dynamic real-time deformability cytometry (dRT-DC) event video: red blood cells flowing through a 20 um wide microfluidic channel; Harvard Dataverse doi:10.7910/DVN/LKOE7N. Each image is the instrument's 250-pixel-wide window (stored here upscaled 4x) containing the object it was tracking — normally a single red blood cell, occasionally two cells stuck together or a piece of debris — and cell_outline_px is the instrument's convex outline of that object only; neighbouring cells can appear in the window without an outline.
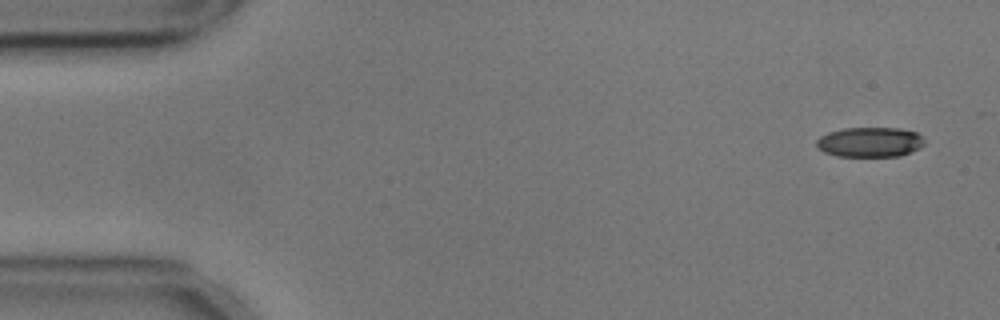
{"species": "common noctule bat (a hibernating species)", "species_latin": "Nyctalus noctula", "temperature_condition": "cold", "stored_images_in_passage": 54, "camera_frame_rate_fps": 3000, "um_per_image_px": 0.085, "animal": {"sex": "male", "body_mass_g": 17.9, "forearm_length_mm": 54.2}, "frame": {"image": 1, "passage_image": 1, "time_ms": 0.0, "image_size_px": [1000, 320], "cell_outline_px": [[924, 144], [920, 148], [900, 156], [836, 156], [824, 152], [816, 148], [816, 140], [820, 136], [828, 132], [844, 128], [900, 128], [916, 132], [924, 140]], "centroid_in_image_um": [73.91, 12.08], "position_along_channel_um": 11.1, "area_um2": 18.9}}
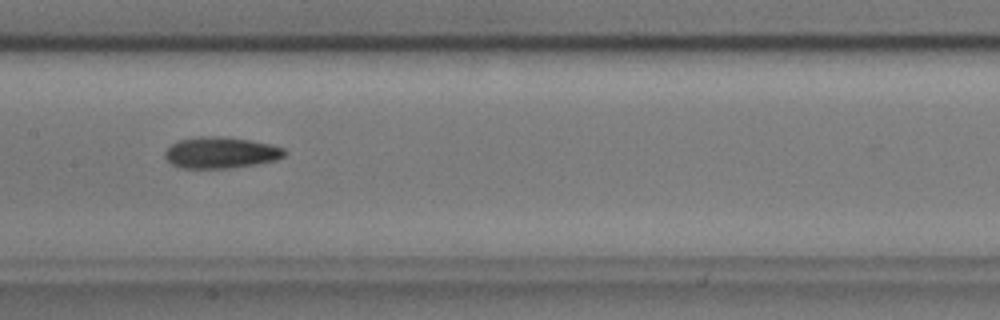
{"frame": {"image": 2, "passage_image": 25, "time_ms": 8.0, "image_size_px": [1000, 320], "cell_outline_px": [[288, 152], [284, 156], [276, 160], [256, 164], [228, 168], [184, 168], [172, 164], [164, 156], [164, 152], [176, 140], [200, 136], [216, 136], [248, 140], [272, 144], [284, 148]], "centroid_in_image_um": [18.78, 12.97], "position_along_channel_um": 188.6, "area_um2": 21.79}}
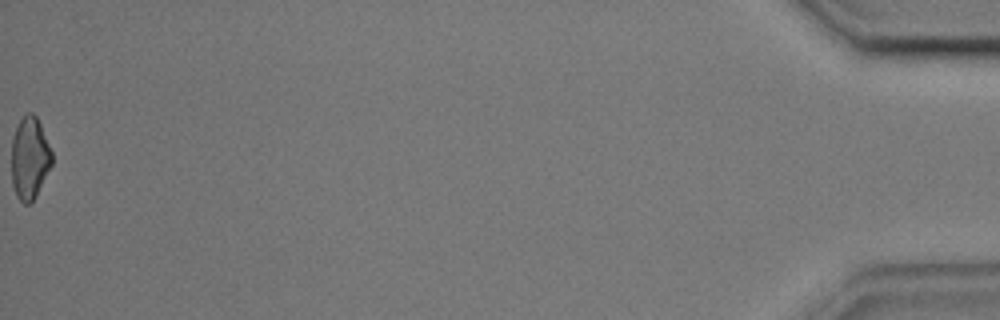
{"frame": {"image": 3, "passage_image": 54, "time_ms": 17.667, "image_size_px": [1000, 320], "cell_outline_px": [[52, 164], [36, 196], [28, 204], [24, 204], [16, 196], [12, 184], [12, 136], [20, 120], [28, 112], [32, 112], [36, 116], [40, 124], [52, 152]], "centroid_in_image_um": [2.52, 13.44], "position_along_channel_um": 432.7, "area_um2": 19.25}, "authors_computed_cell_mechanics": {"area_um2": 20.5479, "velocity_mm_per_s": 3.5849, "shape_relaxation_time_tau1_ms": 3.334, "shape_relaxation_time_tau2_ms": 4.8794, "deformation_change_tau1": 0.1044, "deformation_change_tau2": 0.1314}}